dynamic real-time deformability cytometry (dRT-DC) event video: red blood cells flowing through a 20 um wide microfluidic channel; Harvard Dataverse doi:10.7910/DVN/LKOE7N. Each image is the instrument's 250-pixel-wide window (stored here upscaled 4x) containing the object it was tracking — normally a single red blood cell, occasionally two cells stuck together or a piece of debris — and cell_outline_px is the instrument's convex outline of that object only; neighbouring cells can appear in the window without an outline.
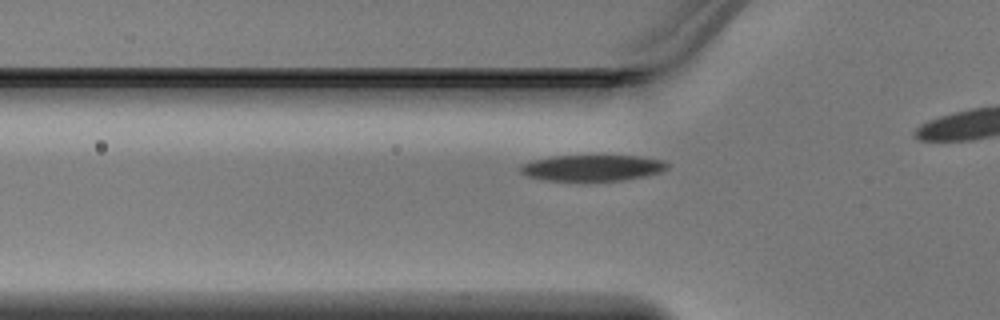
{"species": "Egyptian fruit bat (a non-hibernating species)", "species_latin": "Rousettus aegyptiacus", "temperature_condition": "warm", "stored_images_in_passage": 15, "camera_frame_rate_fps": 3000, "um_per_image_px": 0.085, "animal": {"sex": "male"}, "frame": {"image": 1, "passage_image": 7, "time_ms": 2.0, "image_size_px": [1000, 320], "cell_outline_px": [[668, 168], [660, 172], [648, 176], [620, 180], [548, 180], [528, 176], [520, 172], [520, 164], [532, 160], [552, 156], [640, 156], [664, 160], [668, 164]], "centroid_in_image_um": [50.37, 14.26], "position_along_channel_um": 75.4, "area_um2": 22.2}}
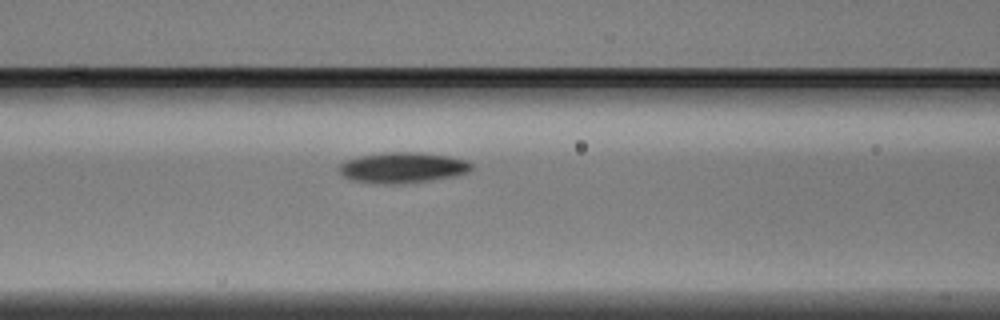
{"frame": {"image": 2, "passage_image": 11, "time_ms": 3.333, "image_size_px": [1000, 320], "cell_outline_px": [[472, 168], [468, 172], [456, 176], [432, 180], [404, 184], [372, 184], [352, 180], [344, 176], [340, 172], [340, 164], [344, 160], [360, 156], [384, 152], [420, 152], [448, 156], [468, 160], [472, 164]], "centroid_in_image_um": [34.23, 14.26], "position_along_channel_um": 132.4, "area_um2": 23.99}}